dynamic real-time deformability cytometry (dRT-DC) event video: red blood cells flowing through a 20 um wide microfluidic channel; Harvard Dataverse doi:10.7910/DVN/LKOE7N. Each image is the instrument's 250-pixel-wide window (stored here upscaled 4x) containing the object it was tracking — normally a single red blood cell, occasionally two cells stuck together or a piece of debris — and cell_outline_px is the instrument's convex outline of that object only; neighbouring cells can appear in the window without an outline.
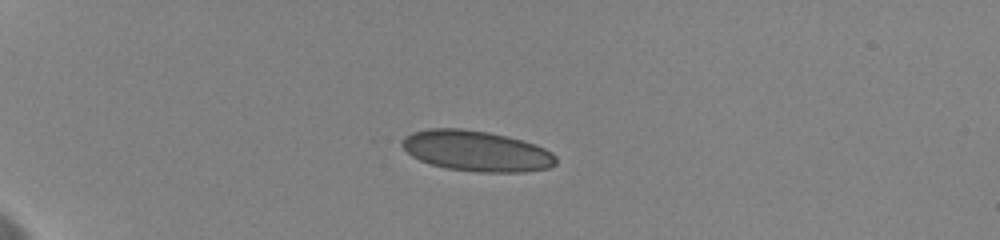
{"species": "human", "species_latin": "Homo sapiens", "temperature_condition": "cold", "stored_images_in_passage": 17, "camera_frame_rate_fps": 3000, "um_per_image_px": 0.085, "donor": {"sex": "female"}, "frame": {"image": 1, "passage_image": 6, "time_ms": 4.333, "image_size_px": [1000, 240], "cell_outline_px": [[556, 164], [548, 168], [524, 172], [480, 172], [448, 168], [432, 164], [420, 160], [412, 156], [400, 144], [404, 136], [412, 132], [428, 128], [460, 128], [488, 132], [508, 136], [524, 140], [536, 144], [552, 152], [556, 156]], "centroid_in_image_um": [40.51, 12.82], "position_along_channel_um": 44.5, "area_um2": 36.53}}